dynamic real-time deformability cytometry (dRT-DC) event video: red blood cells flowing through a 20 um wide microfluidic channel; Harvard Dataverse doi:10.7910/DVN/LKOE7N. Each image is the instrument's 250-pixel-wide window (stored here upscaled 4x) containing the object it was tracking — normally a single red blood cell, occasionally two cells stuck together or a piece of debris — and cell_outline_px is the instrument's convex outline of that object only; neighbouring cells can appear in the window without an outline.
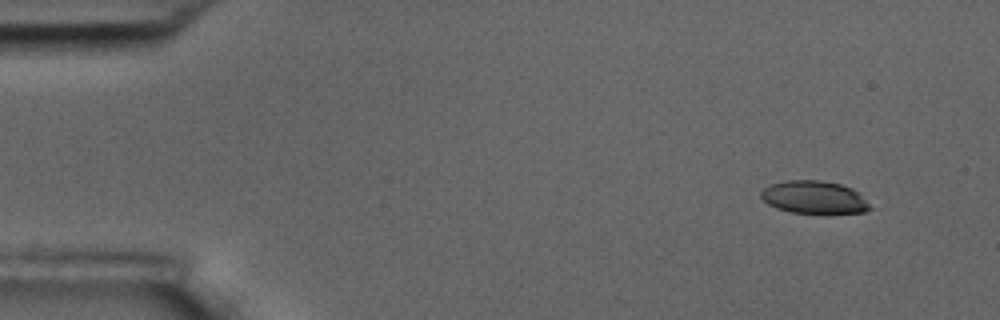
{"species": "common noctule bat (a hibernating species)", "species_latin": "Nyctalus noctula", "temperature_condition": "room temperature", "stored_images_in_passage": 3, "camera_frame_rate_fps": 3000, "um_per_image_px": 0.085, "animal": {"sex": "male", "body_mass_g": 17.5, "forearm_length_mm": 52.3}, "frame": {"image": 1, "passage_image": 1, "time_ms": 0.0, "image_size_px": [1000, 320], "cell_outline_px": [[872, 208], [864, 212], [828, 216], [792, 212], [776, 208], [768, 204], [760, 196], [760, 192], [764, 188], [772, 184], [784, 180], [820, 180], [840, 184], [852, 188]], "centroid_in_image_um": [69.2, 16.81], "position_along_channel_um": 15.8, "area_um2": 21.33}}